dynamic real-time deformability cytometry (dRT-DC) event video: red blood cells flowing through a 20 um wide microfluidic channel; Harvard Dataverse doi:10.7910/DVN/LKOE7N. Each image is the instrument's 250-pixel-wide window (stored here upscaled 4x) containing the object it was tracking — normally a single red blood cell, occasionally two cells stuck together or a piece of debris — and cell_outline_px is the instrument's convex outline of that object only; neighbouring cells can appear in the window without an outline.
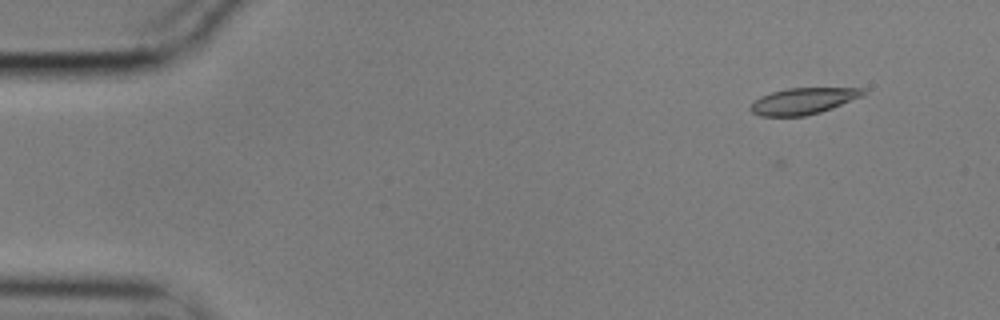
{"species": "common noctule bat (a hibernating species)", "species_latin": "Nyctalus noctula", "temperature_condition": "cold", "stored_images_in_passage": 11, "camera_frame_rate_fps": 3000, "um_per_image_px": 0.085, "animal": {"sex": "male", "body_mass_g": 17.9}, "frame": {"image": 1, "passage_image": 1, "time_ms": 0.0, "image_size_px": [1000, 320], "cell_outline_px": [[868, 92], [864, 96], [832, 108], [820, 112], [804, 116], [760, 116], [752, 112], [748, 108], [760, 96], [772, 92], [788, 88], [864, 88]], "centroid_in_image_um": [68.31, 8.58], "position_along_channel_um": 16.7, "area_um2": 17.34}}